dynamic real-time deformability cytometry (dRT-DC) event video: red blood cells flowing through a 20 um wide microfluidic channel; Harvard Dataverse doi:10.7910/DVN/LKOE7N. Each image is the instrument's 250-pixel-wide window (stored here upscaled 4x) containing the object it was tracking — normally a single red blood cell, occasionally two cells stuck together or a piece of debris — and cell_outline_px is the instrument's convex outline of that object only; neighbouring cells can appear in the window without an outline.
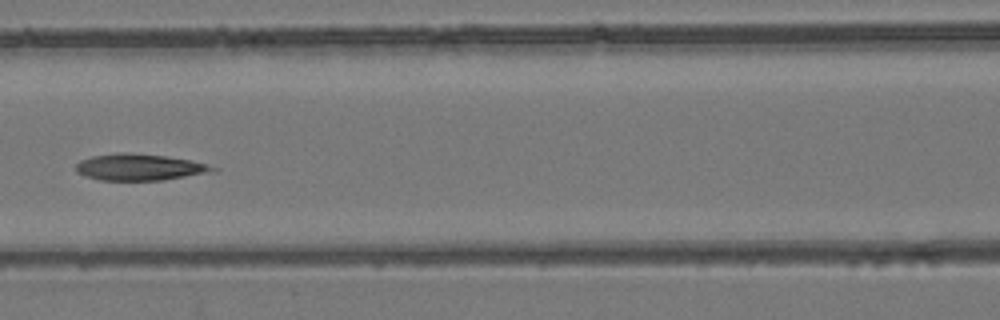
{"species": "common noctule bat (a hibernating species)", "species_latin": "Nyctalus noctula", "temperature_condition": "room temperature", "stored_images_in_passage": 7, "camera_frame_rate_fps": 3000, "um_per_image_px": 0.085, "animal": {"sex": "female", "body_mass_g": 24.6, "forearm_length_mm": 56.2}, "frame": {"image": 1, "passage_image": 7, "time_ms": 2.0, "image_size_px": [1000, 320], "cell_outline_px": [[216, 172], [164, 180], [100, 180], [84, 176], [76, 172], [76, 164], [80, 160], [92, 156], [116, 152], [124, 152], [164, 156], [192, 160], [216, 168]], "centroid_in_image_um": [11.84, 14.21], "position_along_channel_um": 154.8, "area_um2": 21.21}}